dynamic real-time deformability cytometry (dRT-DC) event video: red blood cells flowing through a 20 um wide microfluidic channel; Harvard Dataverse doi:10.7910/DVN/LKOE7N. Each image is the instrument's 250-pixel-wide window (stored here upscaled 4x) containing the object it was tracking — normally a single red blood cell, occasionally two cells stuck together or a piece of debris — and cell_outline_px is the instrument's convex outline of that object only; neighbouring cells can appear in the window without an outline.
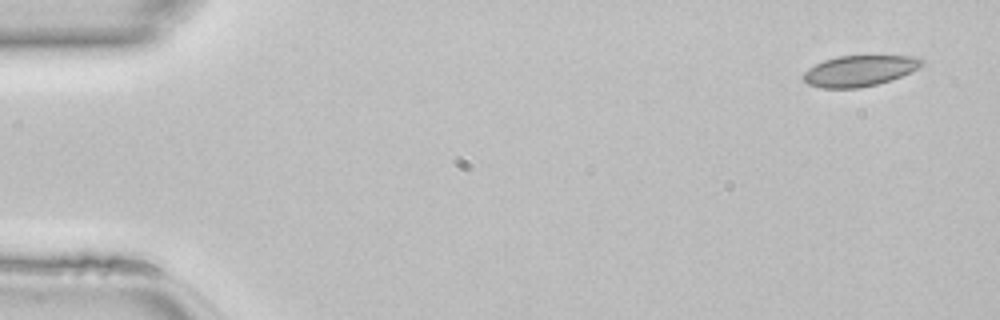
{"species": "common noctule bat (a hibernating species)", "species_latin": "Nyctalus noctula", "temperature_condition": "room temperature", "stored_images_in_passage": 45, "camera_frame_rate_fps": 3000, "um_per_image_px": 0.085, "animal": {"sex": "female", "body_mass_g": 22.7, "forearm_length_mm": 54.2}, "frame": {"image": 1, "passage_image": 1, "time_ms": 0.0, "image_size_px": [1000, 320], "cell_outline_px": [[924, 64], [920, 68], [892, 80], [860, 88], [820, 88], [808, 84], [804, 80], [804, 72], [808, 68], [824, 60], [836, 56], [920, 56], [924, 60]], "centroid_in_image_um": [73.1, 6.01], "position_along_channel_um": 11.9, "area_um2": 21.44}}
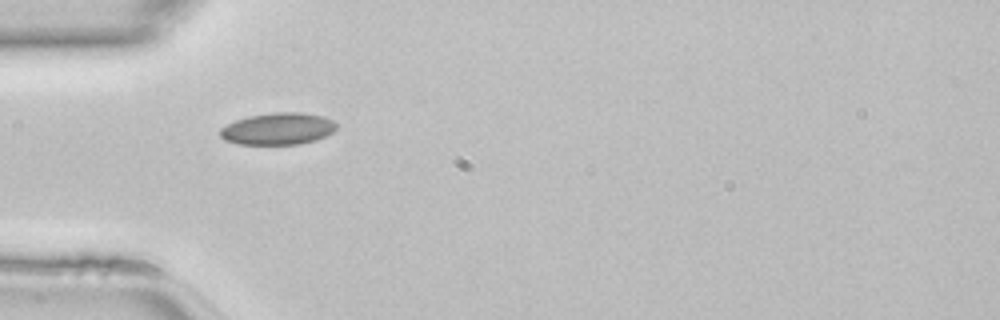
{"frame": {"image": 2, "passage_image": 13, "time_ms": 4.0, "image_size_px": [1000, 320], "cell_outline_px": [[336, 128], [332, 132], [316, 140], [300, 144], [236, 144], [224, 140], [220, 136], [220, 128], [236, 120], [248, 116], [272, 112], [300, 112], [324, 116], [332, 120], [336, 124]], "centroid_in_image_um": [23.61, 10.94], "position_along_channel_um": 61.4, "area_um2": 21.68}}
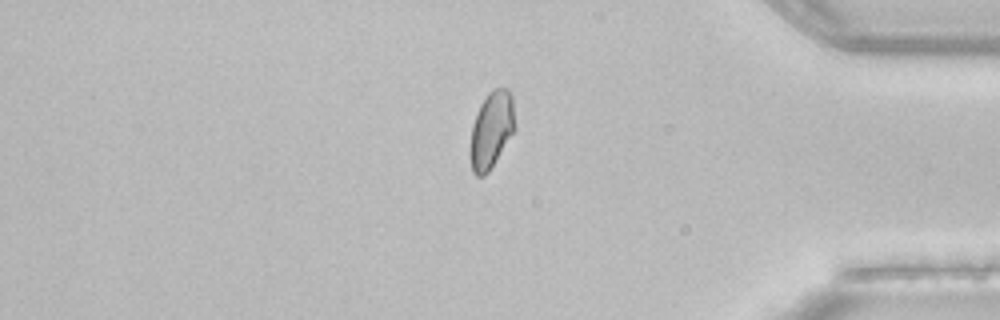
{"frame": {"image": 3, "passage_image": 38, "time_ms": 12.333, "image_size_px": [1000, 320], "cell_outline_px": [[516, 128], [488, 172], [484, 176], [476, 176], [472, 172], [468, 156], [468, 148], [472, 124], [476, 112], [480, 104], [488, 92], [492, 88], [508, 88], [512, 96], [516, 124]], "centroid_in_image_um": [41.73, 11.04], "position_along_channel_um": 393.5, "area_um2": 20.58}}